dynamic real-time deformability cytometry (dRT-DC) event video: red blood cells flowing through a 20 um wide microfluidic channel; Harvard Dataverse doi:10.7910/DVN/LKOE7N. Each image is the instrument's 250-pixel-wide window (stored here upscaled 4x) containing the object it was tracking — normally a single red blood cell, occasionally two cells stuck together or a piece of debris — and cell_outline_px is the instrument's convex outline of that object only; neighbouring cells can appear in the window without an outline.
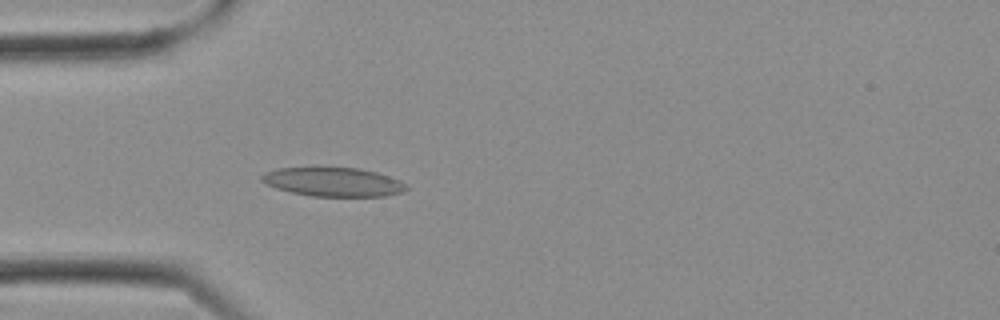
{"species": "Egyptian fruit bat (a non-hibernating species)", "species_latin": "Rousettus aegyptiacus", "temperature_condition": "cold", "stored_images_in_passage": 9, "camera_frame_rate_fps": 3000, "um_per_image_px": 0.085, "frame": {"image": 1, "passage_image": 7, "time_ms": 2.0, "image_size_px": [1000, 320], "cell_outline_px": [[408, 188], [404, 192], [384, 196], [312, 196], [292, 192], [276, 188], [260, 180], [260, 176], [264, 172], [276, 168], [360, 168], [376, 172], [400, 180], [408, 184]], "centroid_in_image_um": [28.35, 15.46], "position_along_channel_um": 56.7, "area_um2": 24.33}}
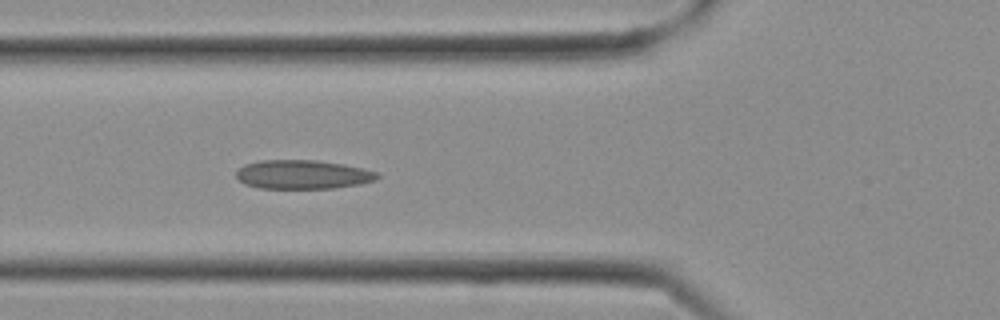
{"frame": {"image": 2, "passage_image": 9, "time_ms": 2.667, "image_size_px": [1000, 320], "cell_outline_px": [[380, 176], [376, 180], [360, 184], [332, 188], [260, 188], [244, 184], [236, 176], [236, 172], [244, 164], [260, 160], [316, 160], [344, 164], [364, 168], [376, 172]], "centroid_in_image_um": [25.74, 14.83], "position_along_channel_um": 100.1, "area_um2": 23.81}}